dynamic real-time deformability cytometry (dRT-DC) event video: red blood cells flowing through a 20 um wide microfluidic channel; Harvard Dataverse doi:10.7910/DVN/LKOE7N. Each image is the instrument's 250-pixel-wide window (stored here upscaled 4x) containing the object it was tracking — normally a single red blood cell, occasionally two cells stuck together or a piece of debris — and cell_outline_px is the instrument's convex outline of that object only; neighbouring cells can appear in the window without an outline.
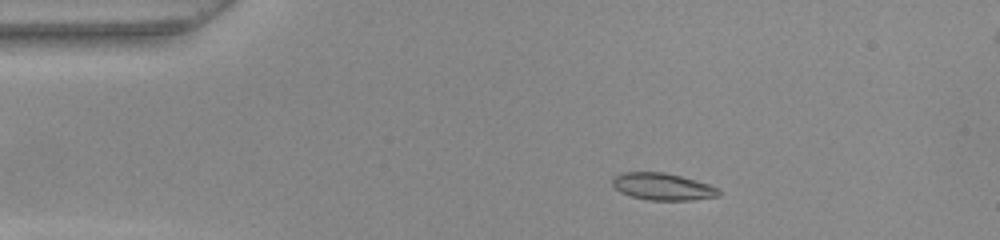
{"species": "common noctule bat (a hibernating species)", "species_latin": "Nyctalus noctula", "temperature_condition": "warm", "stored_images_in_passage": 47, "camera_frame_rate_fps": 3000, "um_per_image_px": 0.085, "animal": {"sex": "female", "body_mass_g": 22.0, "forearm_length_mm": 56.7}, "frame": {"image": 1, "passage_image": 5, "time_ms": 1.333, "image_size_px": [1000, 240], "cell_outline_px": [[720, 196], [692, 200], [648, 200], [632, 196], [620, 192], [612, 184], [612, 180], [616, 176], [624, 172], [664, 172], [696, 180], [708, 184], [716, 188], [720, 192]], "centroid_in_image_um": [56.33, 15.86], "position_along_channel_um": 28.7, "area_um2": 16.59}}
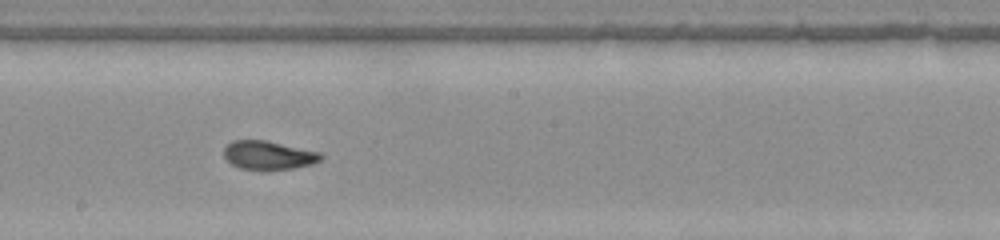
{"frame": {"image": 2, "passage_image": 24, "time_ms": 7.667, "image_size_px": [1000, 240], "cell_outline_px": [[324, 156], [320, 160], [312, 164], [292, 168], [240, 168], [232, 164], [224, 156], [224, 148], [232, 140], [264, 140], [320, 152]], "centroid_in_image_um": [22.82, 13.16], "position_along_channel_um": 225.4, "area_um2": 15.66}}
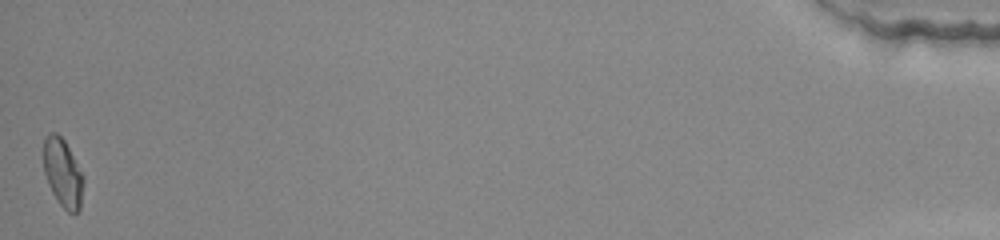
{"frame": {"image": 3, "passage_image": 47, "time_ms": 15.333, "image_size_px": [1000, 240], "cell_outline_px": [[84, 180], [80, 208], [76, 212], [68, 212], [60, 204], [52, 192], [48, 184], [44, 172], [44, 140], [48, 132], [56, 132], [64, 140], [84, 176]], "centroid_in_image_um": [5.34, 14.69], "position_along_channel_um": 429.9, "area_um2": 15.72}, "authors_computed_cell_mechanics": {"area_um2": 16.473, "velocity_mm_per_s": 3.9719, "shape_relaxation_time_tau1_ms": null, "shape_relaxation_time_tau2_ms": 1.3916, "deformation_change_tau1": null, "deformation_change_tau2": 0.0611}}